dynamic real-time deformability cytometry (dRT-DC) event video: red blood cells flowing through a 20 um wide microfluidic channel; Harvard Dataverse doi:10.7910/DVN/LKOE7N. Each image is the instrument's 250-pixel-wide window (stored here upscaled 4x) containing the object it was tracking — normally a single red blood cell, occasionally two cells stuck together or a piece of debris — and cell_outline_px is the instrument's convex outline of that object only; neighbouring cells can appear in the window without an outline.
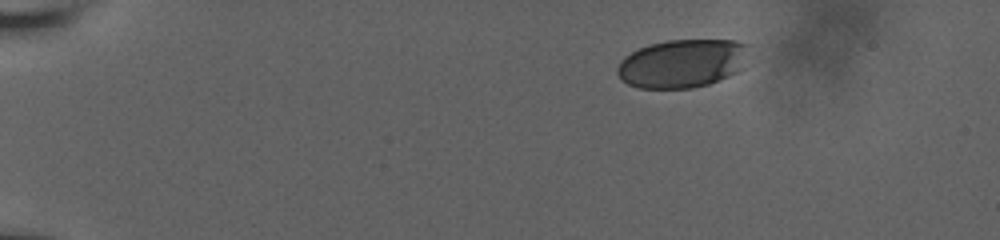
{"species": "human", "species_latin": "Homo sapiens", "temperature_condition": "room temperature", "stored_images_in_passage": 18, "camera_frame_rate_fps": 3000, "um_per_image_px": 0.085, "donor": {"sex": "male"}, "frame": {"image": 1, "passage_image": 1, "time_ms": 0.0, "image_size_px": [1000, 240], "cell_outline_px": [[752, 44], [744, 68], [728, 76], [708, 84], [692, 88], [640, 88], [628, 84], [620, 80], [616, 72], [616, 68], [620, 60], [624, 56], [648, 44], [668, 40], [736, 40]], "centroid_in_image_um": [58.03, 5.38], "position_along_channel_um": 27.0, "area_um2": 37.74}}
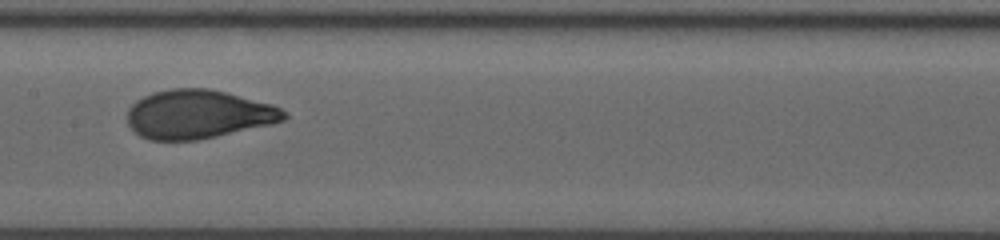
{"frame": {"image": 2, "passage_image": 11, "time_ms": 7.333, "image_size_px": [1000, 240], "cell_outline_px": [[288, 116], [284, 120], [272, 124], [216, 136], [196, 140], [148, 140], [140, 136], [128, 124], [128, 108], [136, 100], [152, 92], [172, 88], [208, 88], [272, 104], [288, 112]], "centroid_in_image_um": [16.85, 9.71], "position_along_channel_um": 190.6, "area_um2": 44.45}}
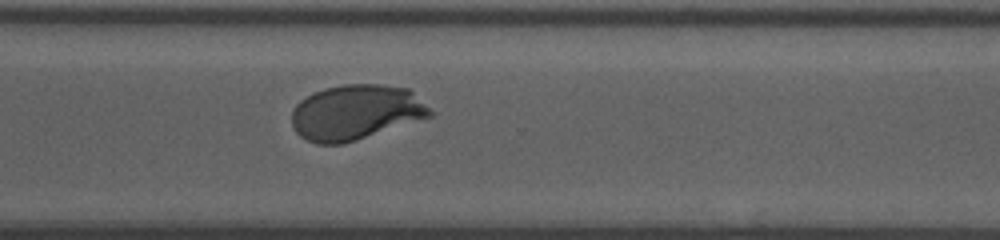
{"frame": {"image": 3, "passage_image": 18, "time_ms": 11.333, "image_size_px": [1000, 240], "cell_outline_px": [[432, 116], [356, 140], [340, 144], [316, 144], [300, 136], [292, 128], [292, 112], [296, 104], [300, 100], [312, 92], [324, 88], [344, 84], [380, 84], [408, 88], [432, 112]], "centroid_in_image_um": [30.19, 9.54], "position_along_channel_um": 340.4, "area_um2": 44.27}}